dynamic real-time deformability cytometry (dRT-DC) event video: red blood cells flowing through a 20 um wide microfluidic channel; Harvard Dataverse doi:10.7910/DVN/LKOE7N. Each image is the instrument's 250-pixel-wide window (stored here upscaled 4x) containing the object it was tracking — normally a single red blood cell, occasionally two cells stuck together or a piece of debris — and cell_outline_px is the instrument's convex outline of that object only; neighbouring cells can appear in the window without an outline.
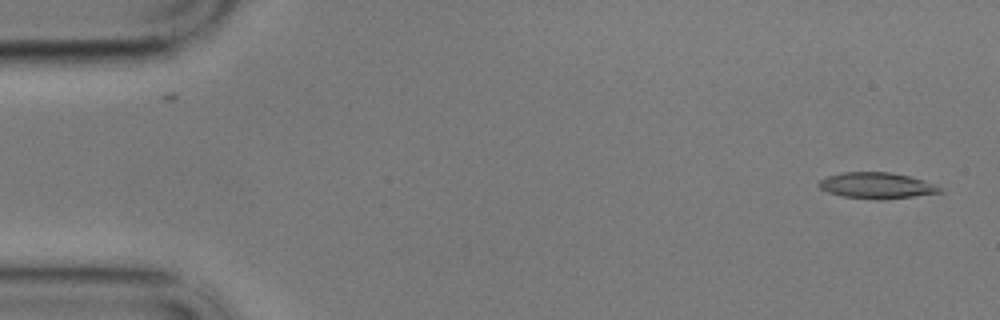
{"species": "common noctule bat (a hibernating species)", "species_latin": "Nyctalus noctula", "temperature_condition": "cold", "stored_images_in_passage": 57, "camera_frame_rate_fps": 3000, "um_per_image_px": 0.085, "animal": {"sex": "male", "body_mass_g": 17.9}, "frame": {"image": 1, "passage_image": 1, "time_ms": 0.0, "image_size_px": [1000, 320], "cell_outline_px": [[944, 192], [884, 200], [876, 200], [840, 196], [828, 192], [820, 188], [816, 184], [820, 180], [828, 176], [840, 172], [892, 172], [924, 180], [936, 184], [944, 188]], "centroid_in_image_um": [74.54, 15.78], "position_along_channel_um": 10.5, "area_um2": 18.73}}
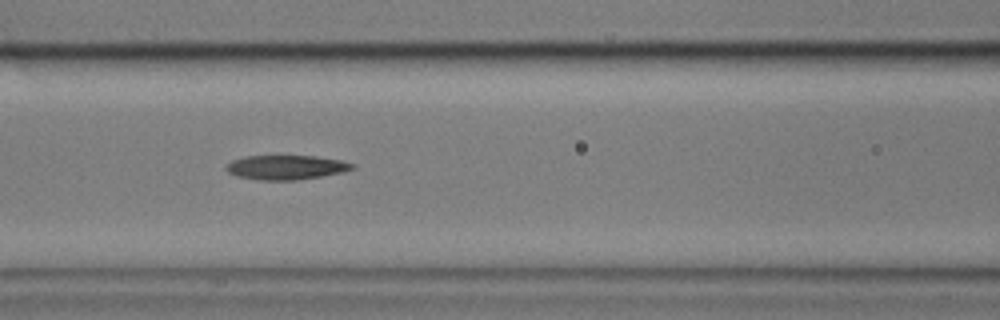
{"frame": {"image": 2, "passage_image": 23, "time_ms": 7.333, "image_size_px": [1000, 320], "cell_outline_px": [[356, 168], [344, 172], [296, 180], [260, 180], [236, 176], [228, 172], [224, 168], [232, 160], [244, 156], [316, 156], [340, 160], [356, 164]], "centroid_in_image_um": [24.33, 14.22], "position_along_channel_um": 142.3, "area_um2": 17.98}}
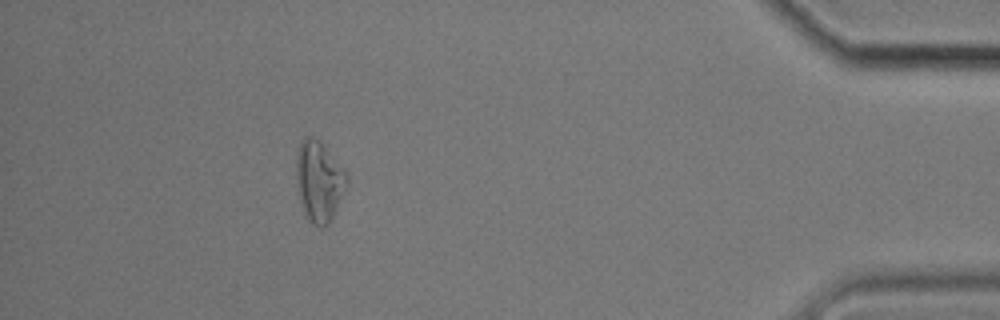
{"frame": {"image": 3, "passage_image": 51, "time_ms": 16.667, "image_size_px": [1000, 320], "cell_outline_px": [[348, 184], [328, 224], [324, 228], [320, 228], [312, 224], [308, 220], [300, 204], [296, 184], [296, 156], [300, 140], [304, 136], [312, 136], [320, 140], [348, 172]], "centroid_in_image_um": [27.11, 15.37], "position_along_channel_um": 408.1, "area_um2": 24.28}}